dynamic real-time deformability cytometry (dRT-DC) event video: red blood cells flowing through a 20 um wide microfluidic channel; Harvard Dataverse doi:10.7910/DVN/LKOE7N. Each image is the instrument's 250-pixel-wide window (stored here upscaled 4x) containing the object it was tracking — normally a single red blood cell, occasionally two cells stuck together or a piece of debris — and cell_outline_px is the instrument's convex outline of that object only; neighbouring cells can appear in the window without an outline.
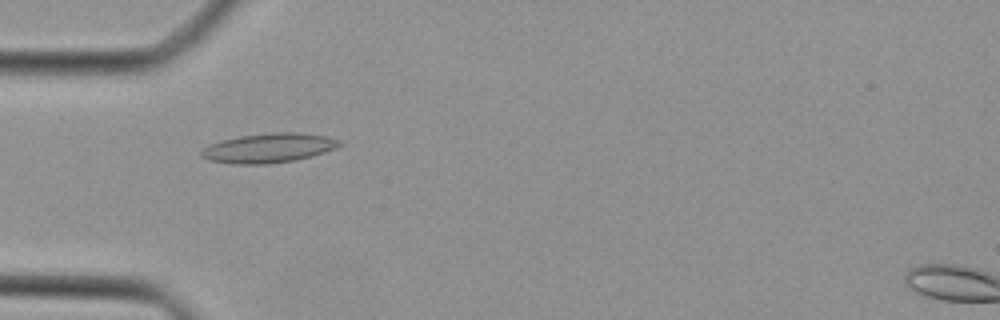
{"species": "Egyptian fruit bat (a non-hibernating species)", "species_latin": "Rousettus aegyptiacus", "temperature_condition": "cold", "stored_images_in_passage": 41, "camera_frame_rate_fps": 3000, "um_per_image_px": 0.085, "animal": {"sex": "female"}, "frame": {"image": 1, "passage_image": 10, "time_ms": 3.0, "image_size_px": [1000, 320], "cell_outline_px": [[344, 144], [336, 148], [312, 156], [292, 160], [264, 164], [236, 164], [208, 160], [200, 156], [200, 152], [208, 144], [240, 136], [272, 132], [300, 132], [328, 136], [340, 140]], "centroid_in_image_um": [22.86, 12.57], "position_along_channel_um": 62.1, "area_um2": 23.7}}
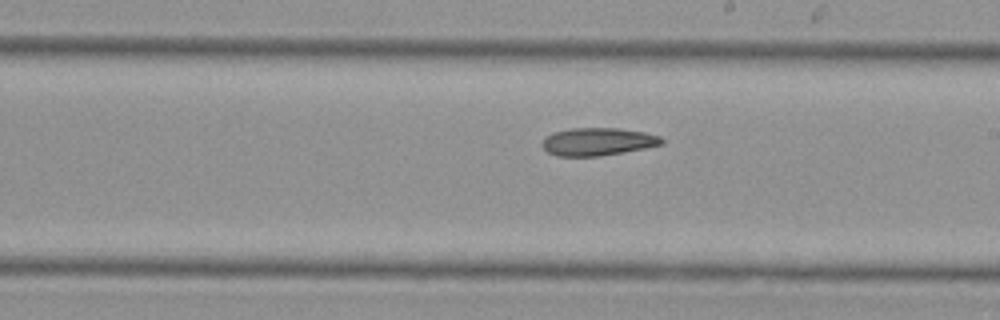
{"frame": {"image": 2, "passage_image": 22, "time_ms": 7.0, "image_size_px": [1000, 320], "cell_outline_px": [[664, 144], [624, 152], [600, 156], [556, 156], [548, 152], [540, 144], [544, 136], [556, 132], [572, 128], [620, 128], [644, 132], [660, 136], [664, 140]], "centroid_in_image_um": [50.81, 12.04], "position_along_channel_um": 238.2, "area_um2": 19.42}}
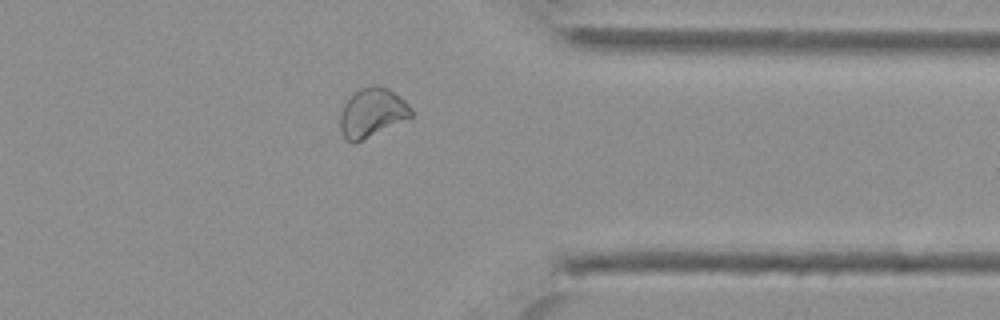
{"frame": {"image": 3, "passage_image": 32, "time_ms": 10.333, "image_size_px": [1000, 320], "cell_outline_px": [[412, 116], [356, 144], [352, 144], [344, 136], [340, 128], [340, 116], [344, 104], [352, 92], [360, 88], [372, 84], [376, 84], [388, 88], [400, 96], [412, 108]], "centroid_in_image_um": [31.61, 9.56], "position_along_channel_um": 379.8, "area_um2": 20.46}}